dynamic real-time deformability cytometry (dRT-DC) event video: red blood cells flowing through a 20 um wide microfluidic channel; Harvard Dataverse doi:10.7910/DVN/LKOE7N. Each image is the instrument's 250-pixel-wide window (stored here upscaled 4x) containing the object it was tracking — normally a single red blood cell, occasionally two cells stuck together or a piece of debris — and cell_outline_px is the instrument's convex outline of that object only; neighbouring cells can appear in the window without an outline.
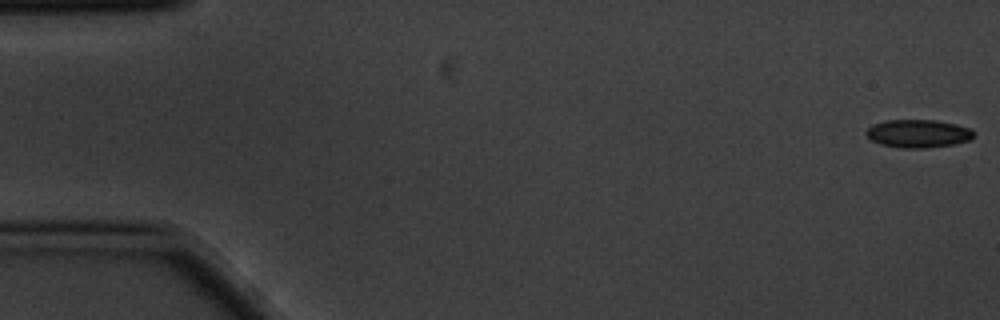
{"species": "common noctule bat (a hibernating species)", "species_latin": "Nyctalus noctula", "temperature_condition": "cold", "stored_images_in_passage": 12, "camera_frame_rate_fps": 3000, "um_per_image_px": 0.085, "animal": {"sex": "male", "body_mass_g": 20.1, "forearm_length_mm": 53.5}, "frame": {"image": 1, "passage_image": 1, "time_ms": 0.0, "image_size_px": [1000, 320], "cell_outline_px": [[972, 140], [952, 144], [924, 148], [904, 148], [880, 144], [872, 140], [864, 132], [872, 124], [888, 120], [936, 120], [956, 124], [968, 128], [972, 132]], "centroid_in_image_um": [78.01, 11.35], "position_along_channel_um": 7.0, "area_um2": 17.4}}
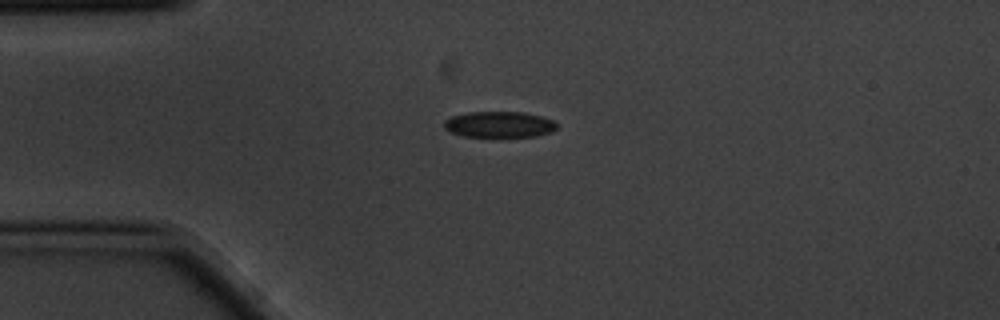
{"frame": {"image": 2, "passage_image": 4, "time_ms": 1.0, "image_size_px": [1000, 320], "cell_outline_px": [[556, 128], [552, 132], [536, 136], [464, 136], [452, 132], [444, 128], [444, 120], [452, 116], [468, 112], [524, 112], [540, 116], [552, 120], [556, 124]], "centroid_in_image_um": [42.43, 10.57], "position_along_channel_um": 42.6, "area_um2": 16.88}}